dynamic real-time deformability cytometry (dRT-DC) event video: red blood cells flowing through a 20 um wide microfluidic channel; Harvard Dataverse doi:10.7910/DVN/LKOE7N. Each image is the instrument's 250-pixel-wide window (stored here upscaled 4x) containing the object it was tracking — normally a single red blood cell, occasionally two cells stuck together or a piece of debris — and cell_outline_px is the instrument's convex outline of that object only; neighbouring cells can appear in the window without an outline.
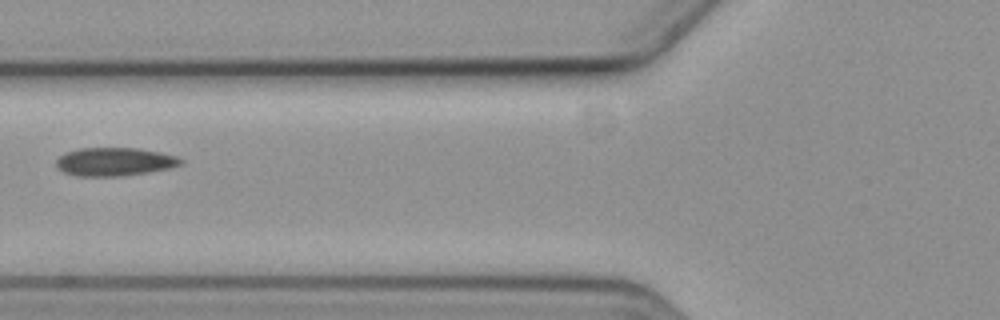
{"species": "common noctule bat (a hibernating species)", "species_latin": "Nyctalus noctula", "temperature_condition": "cold", "stored_images_in_passage": 6, "camera_frame_rate_fps": 3000, "um_per_image_px": 0.085, "animal": {"sex": "female", "body_mass_g": 19.3, "forearm_length_mm": 54.1}, "frame": {"image": 1, "passage_image": 6, "time_ms": 7.333, "image_size_px": [1000, 320], "cell_outline_px": [[184, 164], [168, 168], [148, 172], [120, 176], [76, 176], [64, 172], [56, 168], [56, 160], [64, 152], [80, 148], [136, 148], [160, 152], [176, 156], [184, 160]], "centroid_in_image_um": [9.72, 13.74], "position_along_channel_um": 116.1, "area_um2": 20.63}}